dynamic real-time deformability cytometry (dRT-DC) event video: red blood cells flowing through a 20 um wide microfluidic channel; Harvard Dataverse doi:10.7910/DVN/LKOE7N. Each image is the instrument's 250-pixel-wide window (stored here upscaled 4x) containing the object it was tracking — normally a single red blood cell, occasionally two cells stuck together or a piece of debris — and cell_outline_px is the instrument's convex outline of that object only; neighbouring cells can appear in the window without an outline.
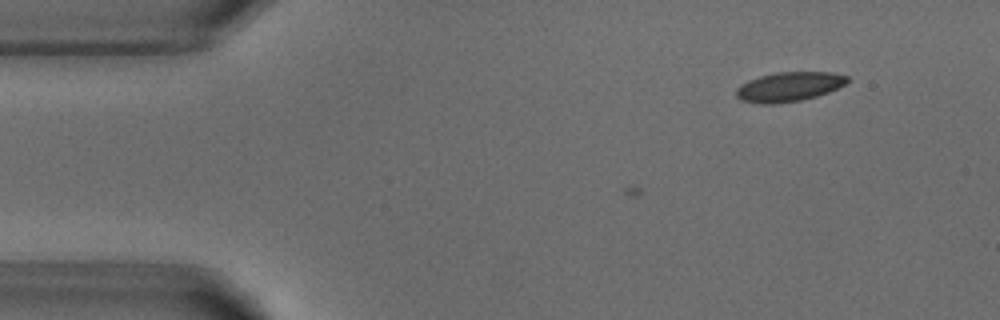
{"species": "common noctule bat (a hibernating species)", "species_latin": "Nyctalus noctula", "temperature_condition": "warm", "stored_images_in_passage": 4, "camera_frame_rate_fps": 3000, "um_per_image_px": 0.085, "animal": {"sex": "male", "body_mass_g": 18.8}, "frame": {"image": 1, "passage_image": 4, "time_ms": 1.0, "image_size_px": [1000, 320], "cell_outline_px": [[848, 80], [844, 84], [828, 92], [816, 96], [800, 100], [772, 104], [760, 104], [740, 100], [736, 96], [736, 88], [740, 84], [748, 80], [760, 76], [776, 72], [832, 72], [848, 76]], "centroid_in_image_um": [67.02, 7.37], "position_along_channel_um": 18.0, "area_um2": 19.02}}